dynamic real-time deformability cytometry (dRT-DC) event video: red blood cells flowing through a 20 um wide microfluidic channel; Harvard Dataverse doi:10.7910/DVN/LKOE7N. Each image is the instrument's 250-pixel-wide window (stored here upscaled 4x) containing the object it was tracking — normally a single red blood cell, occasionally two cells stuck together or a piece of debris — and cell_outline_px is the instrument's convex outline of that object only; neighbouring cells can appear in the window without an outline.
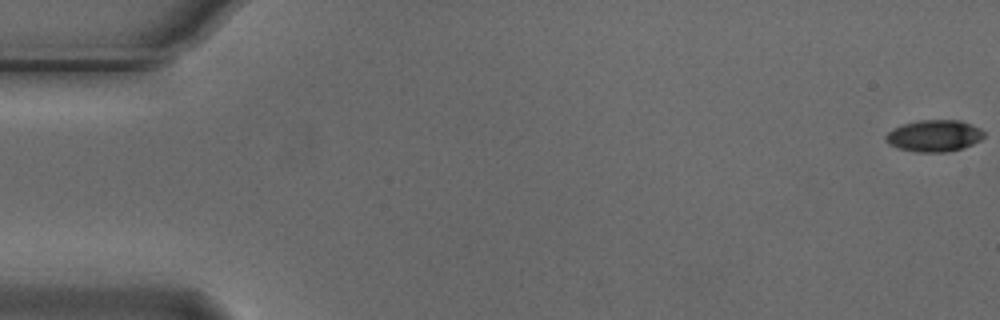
{"species": "Egyptian fruit bat (a non-hibernating species)", "species_latin": "Rousettus aegyptiacus", "temperature_condition": "cold", "stored_images_in_passage": 54, "camera_frame_rate_fps": 3000, "um_per_image_px": 0.085, "animal": {"sex": "male"}, "frame": {"image": 1, "passage_image": 1, "time_ms": 0.0, "image_size_px": [1000, 320], "cell_outline_px": [[984, 136], [980, 140], [972, 144], [948, 152], [916, 152], [900, 148], [888, 144], [884, 136], [892, 128], [904, 124], [920, 120], [960, 120], [980, 128], [984, 132]], "centroid_in_image_um": [79.39, 11.54], "position_along_channel_um": 5.6, "area_um2": 18.03}}
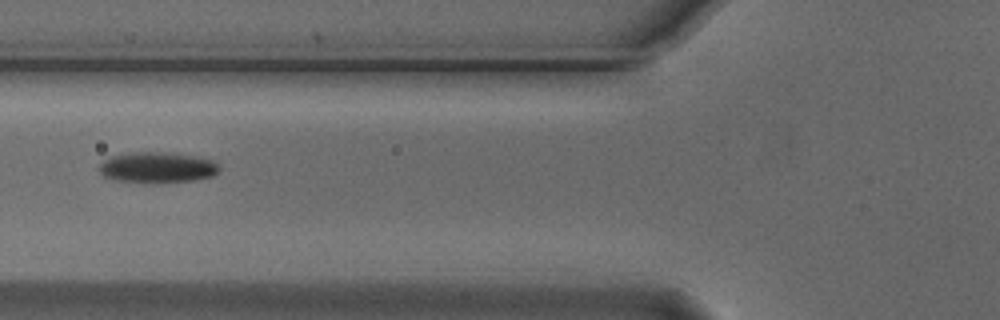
{"frame": {"image": 2, "passage_image": 22, "time_ms": 7.0, "image_size_px": [1000, 320], "cell_outline_px": [[220, 172], [212, 176], [196, 180], [144, 184], [116, 180], [104, 176], [96, 168], [104, 160], [112, 156], [128, 152], [164, 152], [192, 156], [216, 160], [220, 164]], "centroid_in_image_um": [13.38, 14.25], "position_along_channel_um": 112.4, "area_um2": 22.02}}
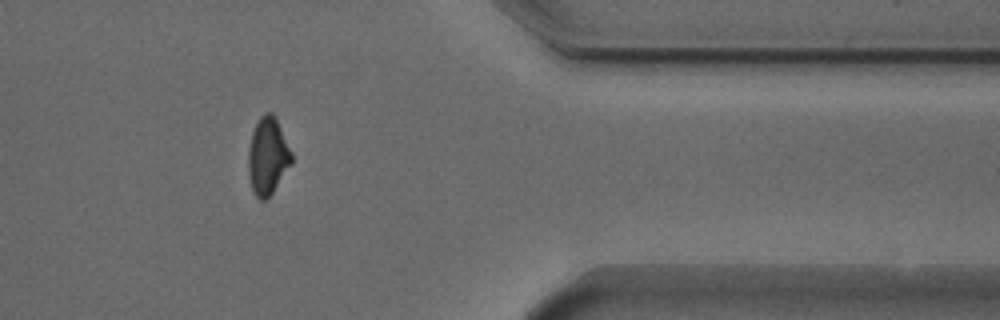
{"frame": {"image": 3, "passage_image": 46, "time_ms": 15.0, "image_size_px": [1000, 320], "cell_outline_px": [[292, 164], [272, 192], [264, 200], [260, 200], [252, 192], [248, 176], [248, 148], [252, 132], [260, 116], [264, 112], [272, 112], [276, 116], [292, 152]], "centroid_in_image_um": [22.75, 13.25], "position_along_channel_um": 388.6, "area_um2": 19.71}}